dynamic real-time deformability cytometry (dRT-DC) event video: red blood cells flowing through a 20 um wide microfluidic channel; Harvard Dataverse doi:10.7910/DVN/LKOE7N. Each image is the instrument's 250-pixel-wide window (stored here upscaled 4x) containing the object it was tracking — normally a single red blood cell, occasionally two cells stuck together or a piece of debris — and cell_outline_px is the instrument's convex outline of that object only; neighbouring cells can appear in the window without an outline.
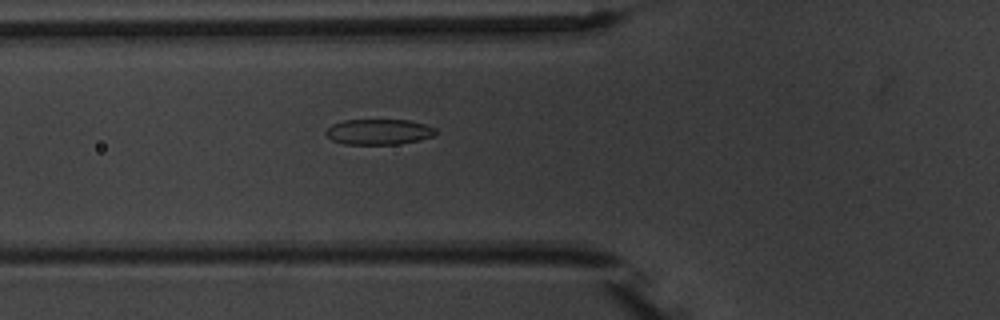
{"species": "common noctule bat (a hibernating species)", "species_latin": "Nyctalus noctula", "temperature_condition": "warm", "stored_images_in_passage": 2, "camera_frame_rate_fps": 3000, "um_per_image_px": 0.085, "animal": {"sex": "male", "body_mass_g": 20.1, "forearm_length_mm": 53.5}, "frame": {"image": 1, "passage_image": 2, "time_ms": 1.0, "image_size_px": [1000, 320], "cell_outline_px": [[436, 132], [432, 136], [420, 140], [400, 144], [344, 144], [332, 140], [324, 132], [332, 124], [344, 120], [408, 120], [424, 124], [436, 128]], "centroid_in_image_um": [32.19, 11.21], "position_along_channel_um": 93.6, "area_um2": 16.3}}